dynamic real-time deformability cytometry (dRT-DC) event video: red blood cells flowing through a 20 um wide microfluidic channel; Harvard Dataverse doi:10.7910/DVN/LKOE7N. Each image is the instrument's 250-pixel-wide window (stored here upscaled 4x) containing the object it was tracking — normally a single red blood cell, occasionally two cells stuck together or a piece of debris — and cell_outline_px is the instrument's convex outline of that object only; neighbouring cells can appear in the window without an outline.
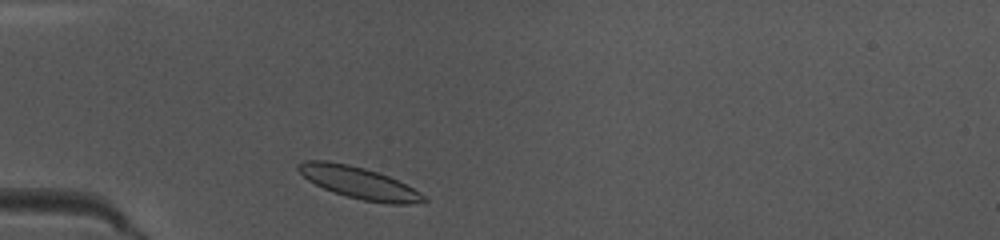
{"species": "common noctule bat (a hibernating species)", "species_latin": "Nyctalus noctula", "temperature_condition": "warm", "stored_images_in_passage": 37, "camera_frame_rate_fps": 3000, "um_per_image_px": 0.085, "animal": {"sex": "female", "body_mass_g": 10.0, "forearm_length_mm": 53.1}, "frame": {"image": 1, "passage_image": 2, "time_ms": 0.333, "image_size_px": [1000, 240], "cell_outline_px": [[428, 200], [408, 204], [388, 204], [364, 200], [348, 196], [324, 188], [308, 180], [296, 168], [296, 164], [304, 160], [328, 160], [348, 164], [364, 168], [388, 176], [420, 192]], "centroid_in_image_um": [30.47, 15.51], "position_along_channel_um": 54.5, "area_um2": 22.83}}
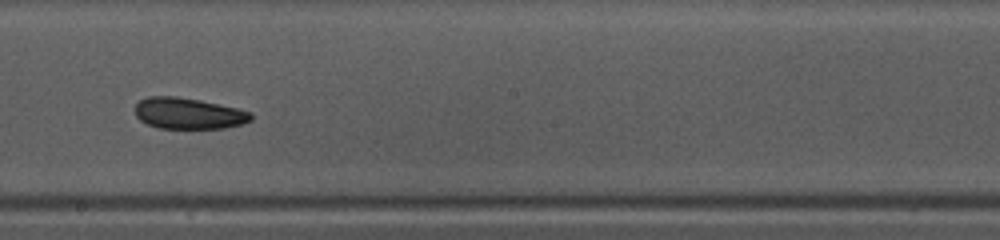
{"frame": {"image": 2, "passage_image": 16, "time_ms": 5.0, "image_size_px": [1000, 240], "cell_outline_px": [[252, 120], [244, 124], [224, 128], [156, 128], [140, 120], [136, 116], [136, 104], [140, 100], [148, 96], [176, 96], [200, 100], [236, 108], [252, 112]], "centroid_in_image_um": [16.03, 9.64], "position_along_channel_um": 232.2, "area_um2": 21.1}}
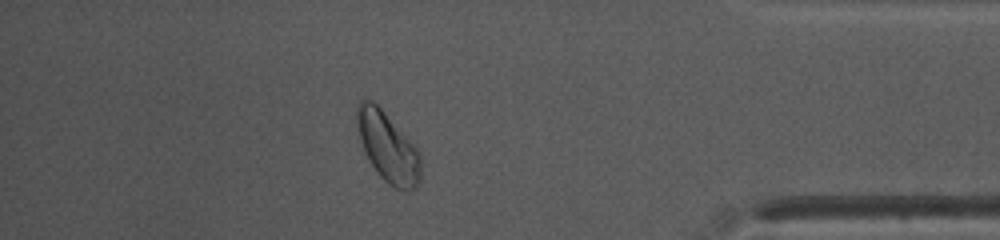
{"frame": {"image": 3, "passage_image": 31, "time_ms": 10.0, "image_size_px": [1000, 240], "cell_outline_px": [[420, 180], [416, 188], [404, 192], [388, 184], [376, 172], [360, 140], [356, 124], [356, 104], [360, 100], [372, 100], [384, 112], [420, 152]], "centroid_in_image_um": [32.96, 12.52], "position_along_channel_um": 402.2, "area_um2": 25.66}, "authors_computed_cell_mechanics": {"area_um2": 21.7906, "velocity_mm_per_s": 4.0133, "shape_relaxation_time_tau1_ms": 2.2134, "shape_relaxation_time_tau2_ms": 1.7108, "deformation_change_tau1": 0.1045, "deformation_change_tau2": 0.0779}}